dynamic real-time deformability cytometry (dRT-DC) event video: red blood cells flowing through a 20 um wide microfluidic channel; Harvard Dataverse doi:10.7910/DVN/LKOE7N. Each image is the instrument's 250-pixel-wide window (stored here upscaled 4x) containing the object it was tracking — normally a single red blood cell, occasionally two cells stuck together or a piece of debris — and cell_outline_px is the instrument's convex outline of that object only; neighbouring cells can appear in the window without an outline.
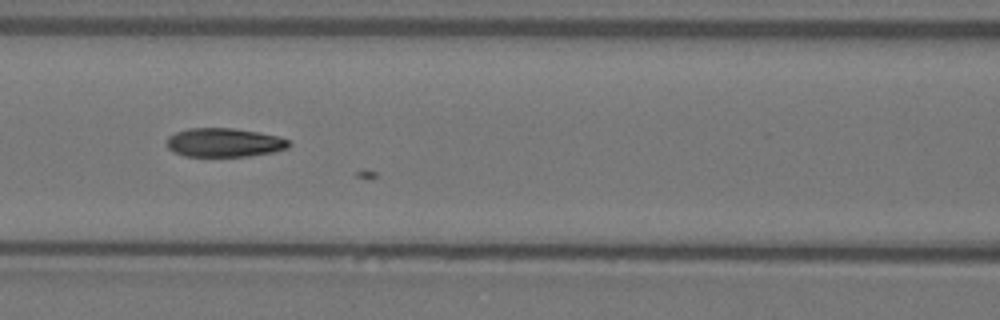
{"species": "Egyptian fruit bat (a non-hibernating species)", "species_latin": "Rousettus aegyptiacus", "temperature_condition": "warm", "stored_images_in_passage": 16, "camera_frame_rate_fps": 3000, "um_per_image_px": 0.085, "animal": {"sex": "female"}, "frame": {"image": 1, "passage_image": 15, "time_ms": 4.667, "image_size_px": [1000, 320], "cell_outline_px": [[292, 144], [288, 148], [272, 152], [248, 156], [184, 156], [172, 152], [164, 144], [168, 136], [176, 132], [188, 128], [232, 128], [256, 132], [276, 136], [288, 140]], "centroid_in_image_um": [18.99, 12.12], "position_along_channel_um": 147.6, "area_um2": 20.58}}